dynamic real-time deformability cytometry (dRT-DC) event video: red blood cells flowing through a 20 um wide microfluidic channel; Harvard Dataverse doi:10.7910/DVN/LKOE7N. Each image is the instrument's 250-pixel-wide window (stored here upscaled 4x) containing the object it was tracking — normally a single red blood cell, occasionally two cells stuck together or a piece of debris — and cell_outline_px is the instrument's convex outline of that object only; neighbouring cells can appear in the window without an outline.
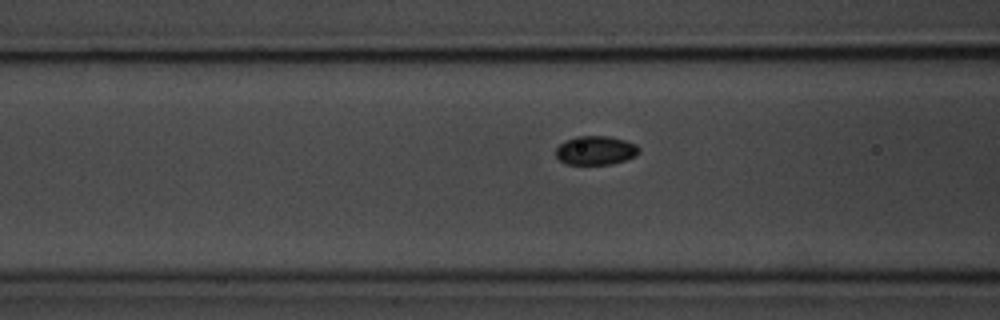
{"species": "common noctule bat (a hibernating species)", "species_latin": "Nyctalus noctula", "temperature_condition": "room temperature", "stored_images_in_passage": 19, "camera_frame_rate_fps": 3000, "um_per_image_px": 0.085, "animal": {"sex": "male", "body_mass_g": 20.1, "forearm_length_mm": 53.5}, "frame": {"image": 1, "passage_image": 6, "time_ms": 1.667, "image_size_px": [1000, 320], "cell_outline_px": [[640, 152], [636, 156], [612, 164], [564, 164], [556, 156], [556, 148], [564, 140], [576, 136], [608, 136], [624, 140], [636, 144], [640, 148]], "centroid_in_image_um": [50.63, 12.78], "position_along_channel_um": 116.0, "area_um2": 14.1}}
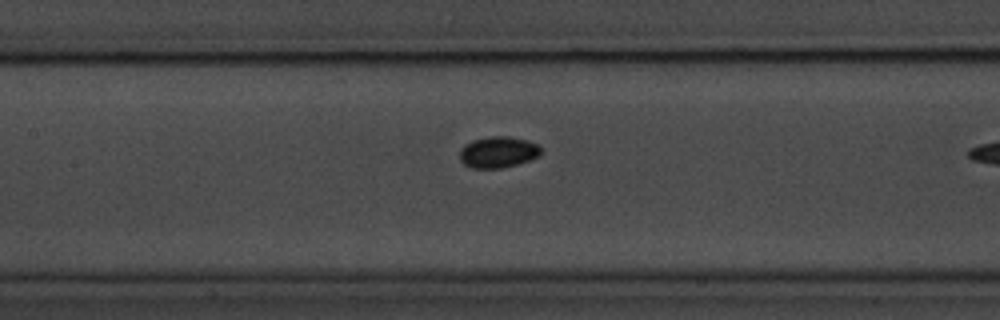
{"frame": {"image": 2, "passage_image": 10, "time_ms": 3.0, "image_size_px": [1000, 320], "cell_outline_px": [[540, 152], [536, 156], [528, 160], [516, 164], [500, 168], [472, 168], [464, 164], [460, 160], [460, 148], [464, 144], [472, 140], [492, 136], [508, 136], [524, 140], [536, 144], [540, 148]], "centroid_in_image_um": [42.26, 12.93], "position_along_channel_um": 165.1, "area_um2": 14.51}}
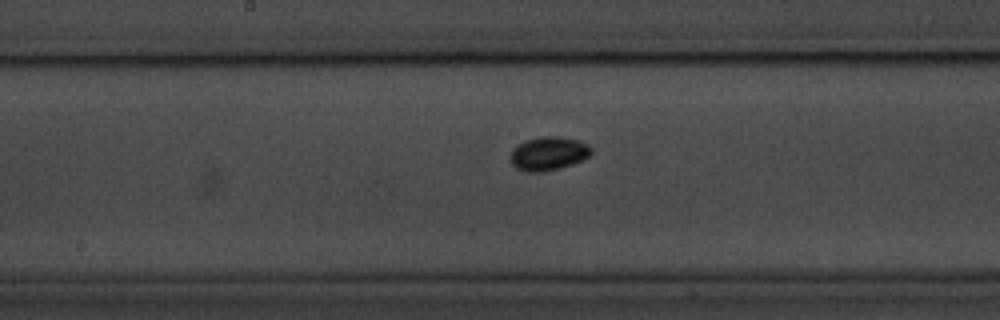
{"frame": {"image": 3, "passage_image": 13, "time_ms": 4.0, "image_size_px": [1000, 320], "cell_outline_px": [[592, 152], [588, 156], [572, 164], [560, 168], [544, 172], [524, 172], [516, 168], [512, 164], [512, 148], [516, 144], [524, 140], [540, 136], [560, 136], [576, 140], [588, 144], [592, 148]], "centroid_in_image_um": [46.59, 13.04], "position_along_channel_um": 201.6, "area_um2": 15.95}}